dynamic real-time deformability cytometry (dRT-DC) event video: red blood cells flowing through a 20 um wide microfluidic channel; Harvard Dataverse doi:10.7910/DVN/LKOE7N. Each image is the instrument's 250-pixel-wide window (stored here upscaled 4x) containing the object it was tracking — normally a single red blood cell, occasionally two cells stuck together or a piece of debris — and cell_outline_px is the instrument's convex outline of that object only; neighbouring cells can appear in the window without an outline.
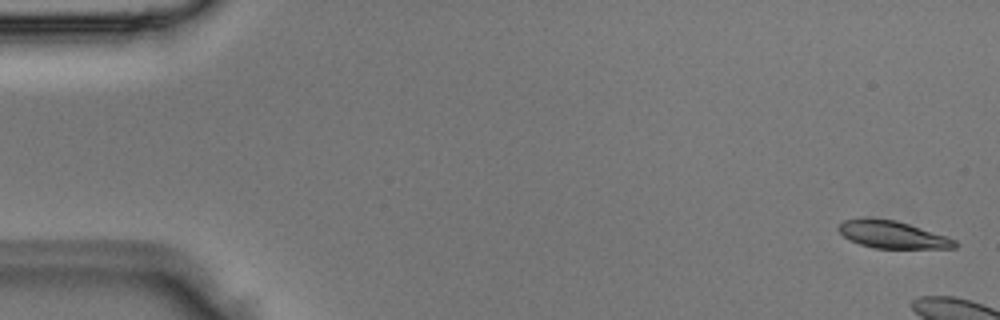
{"species": "Egyptian fruit bat (a non-hibernating species)", "species_latin": "Rousettus aegyptiacus", "temperature_condition": "room temperature", "stored_images_in_passage": 6, "camera_frame_rate_fps": 3000, "um_per_image_px": 0.085, "animal": {"sex": "male"}, "frame": {"image": 1, "passage_image": 1, "time_ms": 0.0, "image_size_px": [1000, 320], "cell_outline_px": [[956, 248], [876, 248], [860, 244], [844, 236], [836, 228], [844, 220], [864, 216], [896, 220], [956, 240]], "centroid_in_image_um": [75.79, 19.92], "position_along_channel_um": 9.2, "area_um2": 18.38}}
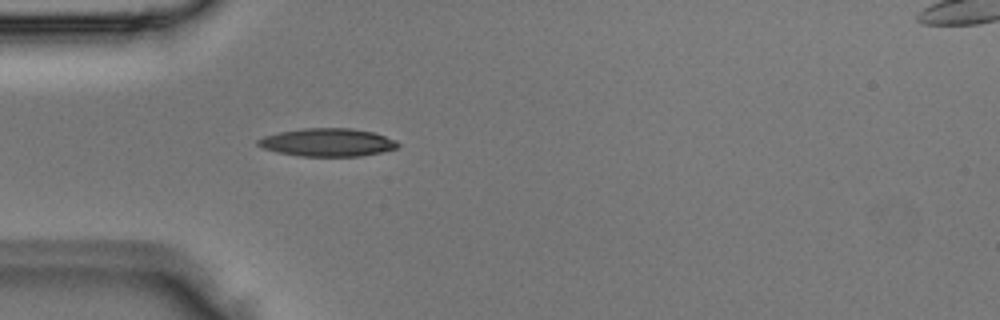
{"frame": {"image": 2, "passage_image": 6, "time_ms": 1.667, "image_size_px": [1000, 320], "cell_outline_px": [[400, 148], [360, 156], [300, 156], [276, 152], [264, 148], [256, 144], [256, 140], [264, 136], [280, 132], [304, 128], [352, 128], [372, 132], [396, 140], [400, 144]], "centroid_in_image_um": [27.84, 12.1], "position_along_channel_um": 57.2, "area_um2": 22.83}}